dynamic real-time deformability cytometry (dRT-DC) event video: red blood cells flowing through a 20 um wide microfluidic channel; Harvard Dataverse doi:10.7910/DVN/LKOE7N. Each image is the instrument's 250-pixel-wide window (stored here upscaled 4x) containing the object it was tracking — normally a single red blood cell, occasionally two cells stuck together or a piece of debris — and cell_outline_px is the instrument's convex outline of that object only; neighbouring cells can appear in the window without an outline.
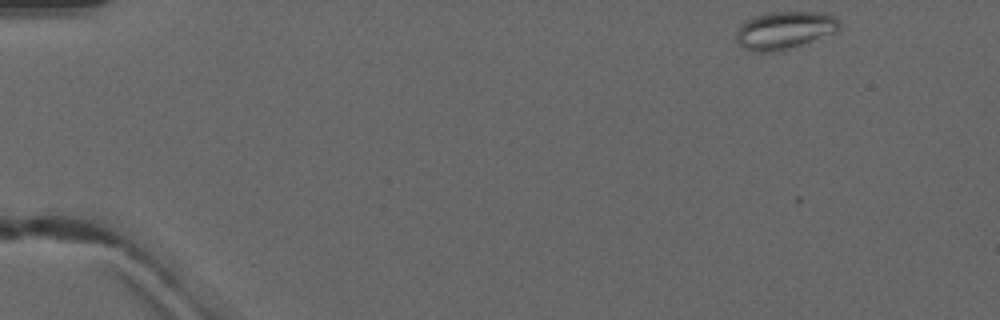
{"species": "common noctule bat (a hibernating species)", "species_latin": "Nyctalus noctula", "temperature_condition": "warm", "stored_images_in_passage": 3, "camera_frame_rate_fps": 3000, "um_per_image_px": 0.085, "animal": {"sex": "male", "forearm_length_mm": 52.5}, "frame": {"image": 1, "passage_image": 1, "time_ms": 0.0, "image_size_px": [1000, 320], "cell_outline_px": [[840, 32], [780, 52], [756, 52], [744, 48], [736, 40], [736, 32], [740, 24], [744, 20], [768, 12], [824, 12], [840, 20]], "centroid_in_image_um": [66.73, 2.58], "position_along_channel_um": 18.3, "area_um2": 23.18}}